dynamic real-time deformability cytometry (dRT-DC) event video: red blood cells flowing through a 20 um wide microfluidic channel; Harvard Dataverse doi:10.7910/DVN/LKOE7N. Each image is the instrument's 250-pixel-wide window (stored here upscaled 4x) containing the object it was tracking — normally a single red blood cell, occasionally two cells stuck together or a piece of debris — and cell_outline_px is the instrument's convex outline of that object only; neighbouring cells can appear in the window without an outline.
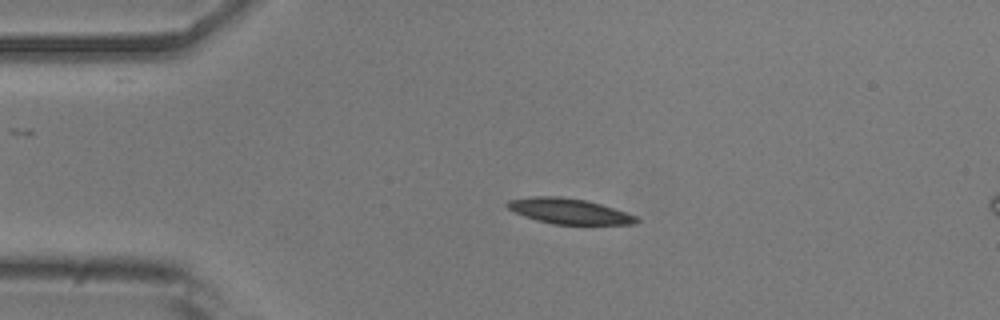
{"species": "common noctule bat (a hibernating species)", "species_latin": "Nyctalus noctula", "temperature_condition": "room temperature", "stored_images_in_passage": 9, "camera_frame_rate_fps": 3000, "um_per_image_px": 0.085, "animal": {"sex": "male", "body_mass_g": 20.5, "forearm_length_mm": 52.5}, "frame": {"image": 1, "passage_image": 1, "time_ms": 0.0, "image_size_px": [1000, 320], "cell_outline_px": [[640, 220], [636, 224], [552, 224], [536, 220], [524, 216], [508, 208], [504, 204], [508, 200], [532, 196], [560, 196], [584, 200], [600, 204], [636, 216]], "centroid_in_image_um": [48.33, 17.95], "position_along_channel_um": 36.7, "area_um2": 18.96}}
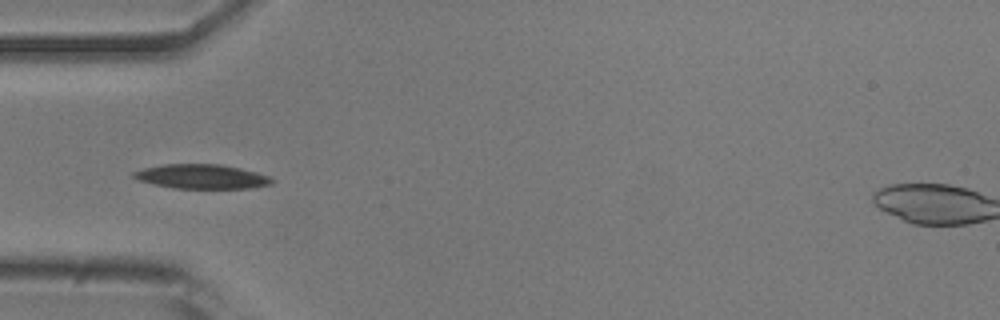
{"frame": {"image": 2, "passage_image": 6, "time_ms": 1.667, "image_size_px": [1000, 320], "cell_outline_px": [[272, 184], [252, 188], [176, 188], [152, 184], [140, 180], [132, 176], [132, 172], [144, 168], [164, 164], [220, 164], [240, 168], [256, 172], [268, 176], [272, 180]], "centroid_in_image_um": [17.13, 15.0], "position_along_channel_um": 67.9, "area_um2": 19.48}}